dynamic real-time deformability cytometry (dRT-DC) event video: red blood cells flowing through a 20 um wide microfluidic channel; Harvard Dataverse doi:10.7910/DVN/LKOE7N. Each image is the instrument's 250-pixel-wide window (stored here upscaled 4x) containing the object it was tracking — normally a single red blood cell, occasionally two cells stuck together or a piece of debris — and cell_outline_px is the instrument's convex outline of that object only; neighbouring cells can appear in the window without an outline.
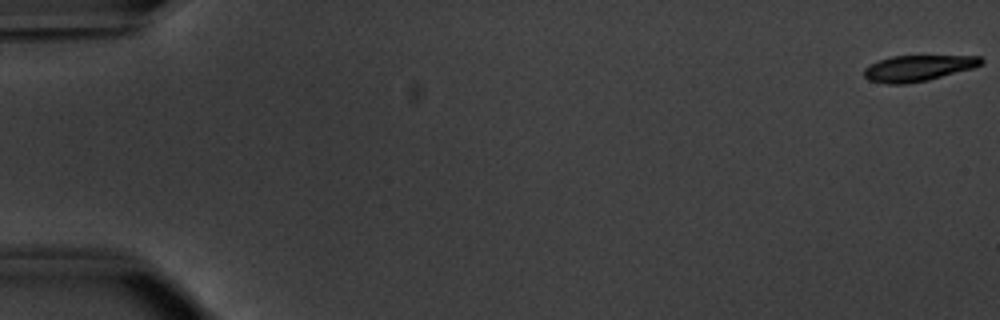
{"species": "common noctule bat (a hibernating species)", "species_latin": "Nyctalus noctula", "temperature_condition": "warm", "stored_images_in_passage": 54, "camera_frame_rate_fps": 3000, "um_per_image_px": 0.085, "animal": {"sex": "male", "body_mass_g": 20.1, "forearm_length_mm": 53.5}, "frame": {"image": 1, "passage_image": 1, "time_ms": 0.0, "image_size_px": [1000, 320], "cell_outline_px": [[984, 60], [980, 64], [972, 68], [928, 80], [908, 84], [888, 84], [868, 80], [864, 76], [864, 68], [880, 60], [892, 56], [980, 56]], "centroid_in_image_um": [78.01, 5.8], "position_along_channel_um": 7.0, "area_um2": 17.51}}
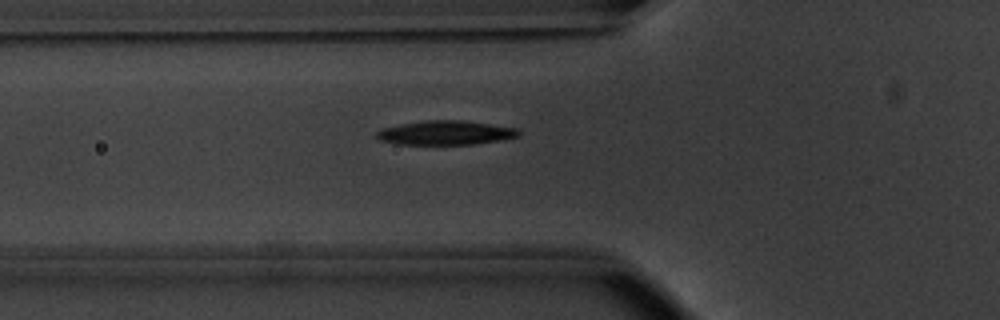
{"frame": {"image": 2, "passage_image": 20, "time_ms": 6.333, "image_size_px": [1000, 320], "cell_outline_px": [[520, 136], [504, 140], [472, 144], [396, 144], [380, 140], [376, 136], [376, 132], [380, 128], [400, 124], [428, 120], [464, 120], [520, 128]], "centroid_in_image_um": [37.92, 11.28], "position_along_channel_um": 87.9, "area_um2": 20.23}}
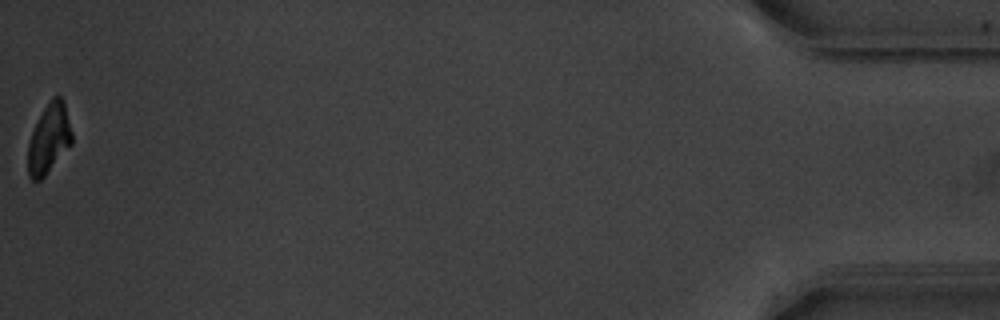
{"frame": {"image": 3, "passage_image": 54, "time_ms": 17.667, "image_size_px": [1000, 320], "cell_outline_px": [[72, 144], [44, 176], [40, 180], [32, 180], [28, 176], [28, 144], [32, 132], [44, 108], [52, 96], [60, 96], [64, 100], [72, 132]], "centroid_in_image_um": [4.17, 11.78], "position_along_channel_um": 431.0, "area_um2": 17.69}, "authors_computed_cell_mechanics": {"area_um2": 19.9121, "velocity_mm_per_s": 3.8333, "shape_relaxation_time_tau1_ms": 2.9524, "shape_relaxation_time_tau2_ms": 4.4119, "deformation_change_tau1": 0.152, "deformation_change_tau2": 0.0929}}